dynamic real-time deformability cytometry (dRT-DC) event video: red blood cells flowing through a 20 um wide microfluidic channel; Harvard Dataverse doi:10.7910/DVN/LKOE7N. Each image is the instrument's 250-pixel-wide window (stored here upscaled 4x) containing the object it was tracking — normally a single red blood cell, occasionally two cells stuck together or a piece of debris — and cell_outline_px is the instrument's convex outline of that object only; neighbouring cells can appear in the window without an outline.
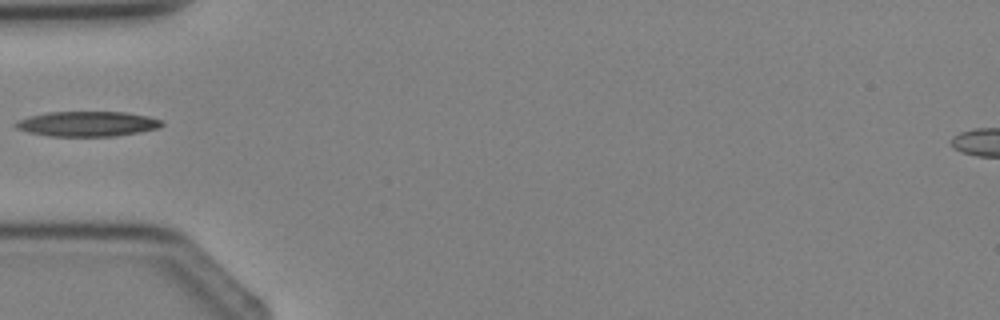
{"species": "Egyptian fruit bat (a non-hibernating species)", "species_latin": "Rousettus aegyptiacus", "temperature_condition": "cold", "stored_images_in_passage": 3, "camera_frame_rate_fps": 3000, "um_per_image_px": 0.085, "animal": {"sex": "female"}, "frame": {"image": 1, "passage_image": 3, "time_ms": 2.333, "image_size_px": [1000, 320], "cell_outline_px": [[164, 124], [160, 128], [116, 136], [48, 136], [28, 132], [16, 128], [12, 124], [16, 120], [28, 116], [48, 112], [124, 112], [148, 116], [164, 120]], "centroid_in_image_um": [7.41, 10.52], "position_along_channel_um": 77.6, "area_um2": 21.56}}